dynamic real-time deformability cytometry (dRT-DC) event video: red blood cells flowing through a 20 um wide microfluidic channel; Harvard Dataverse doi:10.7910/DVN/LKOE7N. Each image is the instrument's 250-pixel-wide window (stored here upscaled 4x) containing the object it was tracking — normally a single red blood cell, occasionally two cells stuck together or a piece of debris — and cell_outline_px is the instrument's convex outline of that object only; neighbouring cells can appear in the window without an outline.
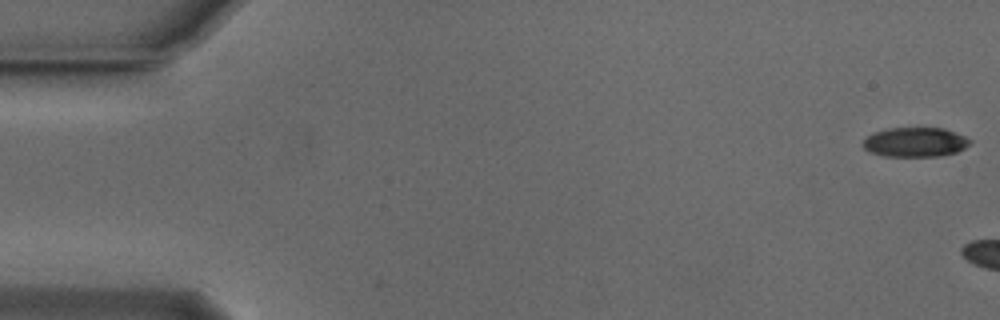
{"species": "Egyptian fruit bat (a non-hibernating species)", "species_latin": "Rousettus aegyptiacus", "temperature_condition": "cold", "stored_images_in_passage": 6, "camera_frame_rate_fps": 3000, "um_per_image_px": 0.085, "animal": {"sex": "male"}, "frame": {"image": 1, "passage_image": 1, "time_ms": 0.0, "image_size_px": [1000, 320], "cell_outline_px": [[972, 140], [964, 148], [956, 152], [940, 156], [884, 156], [872, 152], [864, 148], [864, 140], [868, 136], [876, 132], [888, 128], [944, 128], [956, 132]], "centroid_in_image_um": [77.82, 12.08], "position_along_channel_um": 7.2, "area_um2": 18.15}}